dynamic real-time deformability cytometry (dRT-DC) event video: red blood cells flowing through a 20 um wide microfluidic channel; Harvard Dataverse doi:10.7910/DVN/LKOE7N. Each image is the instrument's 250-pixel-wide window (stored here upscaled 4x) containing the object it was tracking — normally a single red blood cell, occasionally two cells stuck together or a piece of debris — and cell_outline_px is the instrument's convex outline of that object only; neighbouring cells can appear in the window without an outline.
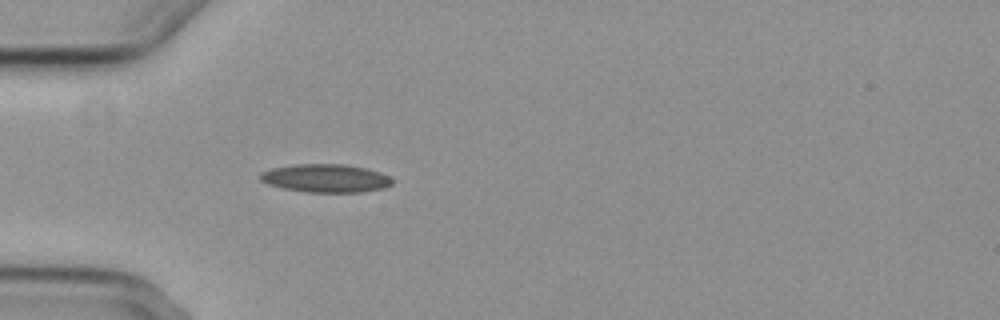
{"species": "common noctule bat (a hibernating species)", "species_latin": "Nyctalus noctula", "temperature_condition": "cold", "stored_images_in_passage": 5, "camera_frame_rate_fps": 3000, "um_per_image_px": 0.085, "animal": {"sex": "female", "body_mass_g": 29.2, "forearm_length_mm": 56.3}, "frame": {"image": 1, "passage_image": 5, "time_ms": 5.667, "image_size_px": [1000, 320], "cell_outline_px": [[392, 184], [384, 188], [360, 192], [304, 192], [284, 188], [268, 184], [260, 180], [260, 172], [272, 168], [296, 164], [344, 164], [368, 168], [380, 172], [388, 176], [392, 180]], "centroid_in_image_um": [27.68, 15.14], "position_along_channel_um": 57.3, "area_um2": 21.73}}